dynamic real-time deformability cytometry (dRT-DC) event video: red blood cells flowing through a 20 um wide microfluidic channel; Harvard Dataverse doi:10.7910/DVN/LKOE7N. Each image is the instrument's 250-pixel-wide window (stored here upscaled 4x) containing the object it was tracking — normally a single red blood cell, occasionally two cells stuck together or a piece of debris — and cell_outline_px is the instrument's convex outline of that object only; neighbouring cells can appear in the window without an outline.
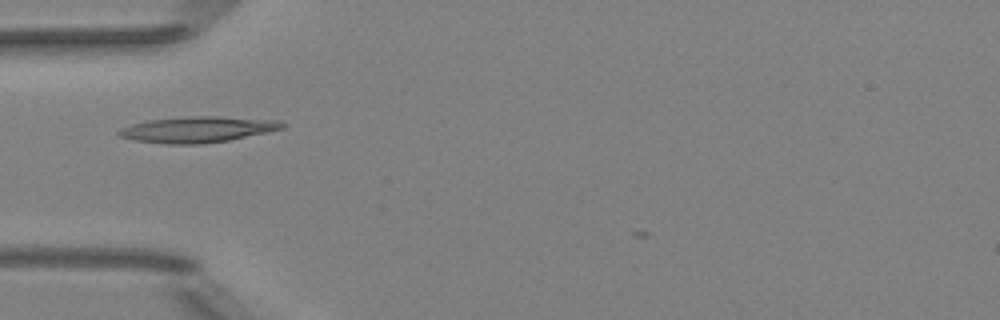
{"species": "Egyptian fruit bat (a non-hibernating species)", "species_latin": "Rousettus aegyptiacus", "temperature_condition": "room temperature", "stored_images_in_passage": 32, "camera_frame_rate_fps": 3000, "um_per_image_px": 0.085, "animal": {"sex": "female"}, "frame": {"image": 1, "passage_image": 1, "time_ms": 0.0, "image_size_px": [1000, 320], "cell_outline_px": [[288, 124], [284, 128], [268, 132], [228, 140], [200, 144], [168, 144], [132, 140], [120, 136], [116, 132], [120, 128], [132, 124], [148, 120], [192, 116], [216, 116], [276, 120]], "centroid_in_image_um": [16.79, 11.0], "position_along_channel_um": 68.2, "area_um2": 24.62}}
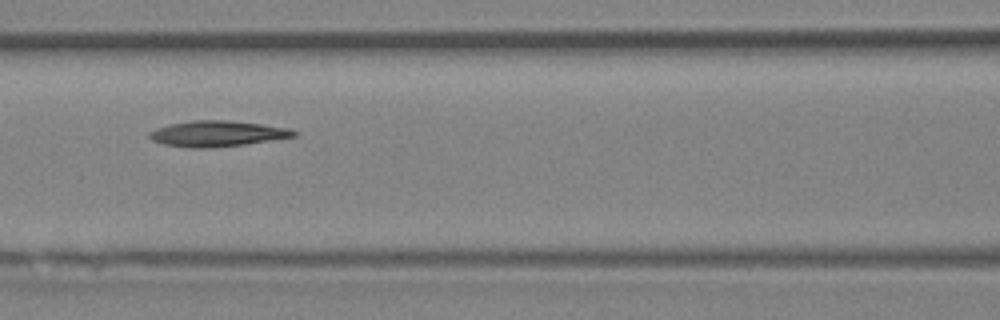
{"frame": {"image": 2, "passage_image": 7, "time_ms": 2.0, "image_size_px": [1000, 320], "cell_outline_px": [[300, 132], [296, 136], [244, 144], [208, 148], [192, 148], [164, 144], [152, 140], [148, 136], [148, 132], [156, 128], [168, 124], [192, 120], [228, 120], [292, 128]], "centroid_in_image_um": [18.47, 11.35], "position_along_channel_um": 148.1, "area_um2": 21.73}}
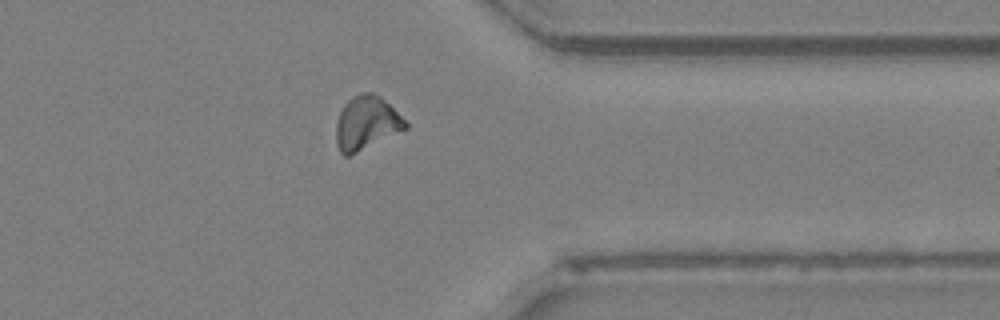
{"frame": {"image": 3, "passage_image": 25, "time_ms": 8.0, "image_size_px": [1000, 320], "cell_outline_px": [[408, 128], [348, 156], [344, 156], [340, 152], [336, 144], [336, 124], [340, 112], [344, 104], [348, 100], [360, 92], [372, 92], [380, 96], [408, 124]], "centroid_in_image_um": [31.11, 10.45], "position_along_channel_um": 380.3, "area_um2": 21.33}}